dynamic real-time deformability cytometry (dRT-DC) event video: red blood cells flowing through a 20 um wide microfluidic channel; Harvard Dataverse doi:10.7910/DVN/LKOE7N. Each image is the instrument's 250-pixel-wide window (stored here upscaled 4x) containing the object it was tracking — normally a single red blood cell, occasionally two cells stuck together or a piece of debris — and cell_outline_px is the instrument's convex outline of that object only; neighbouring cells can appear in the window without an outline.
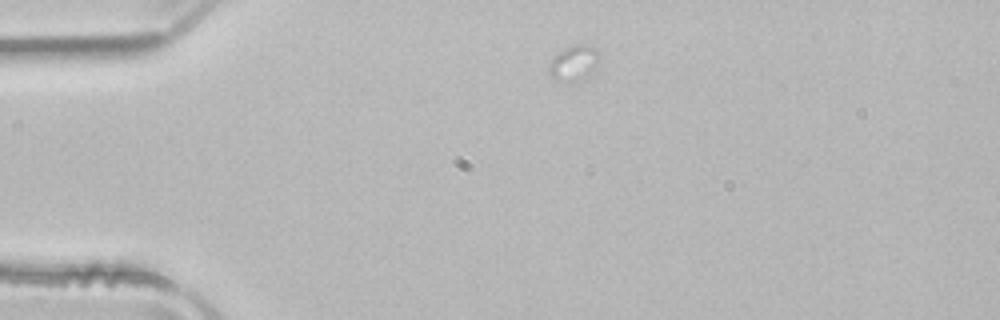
{"species": "common noctule bat (a hibernating species)", "species_latin": "Nyctalus noctula", "temperature_condition": "room temperature", "stored_images_in_passage": 3, "camera_frame_rate_fps": 3000, "um_per_image_px": 0.085, "animal": {"sex": "male", "body_mass_g": 21.5, "forearm_length_mm": 52.0}, "frame": {"image": 1, "passage_image": 1, "time_ms": 0.0, "image_size_px": [1000, 320], "cell_outline_px": [[600, 60], [596, 68], [572, 84], [556, 80], [548, 72], [548, 68], [552, 60], [560, 52], [572, 44], [584, 44], [596, 48], [600, 52]], "centroid_in_image_um": [48.81, 5.36], "position_along_channel_um": 36.2, "area_um2": 10.4}}